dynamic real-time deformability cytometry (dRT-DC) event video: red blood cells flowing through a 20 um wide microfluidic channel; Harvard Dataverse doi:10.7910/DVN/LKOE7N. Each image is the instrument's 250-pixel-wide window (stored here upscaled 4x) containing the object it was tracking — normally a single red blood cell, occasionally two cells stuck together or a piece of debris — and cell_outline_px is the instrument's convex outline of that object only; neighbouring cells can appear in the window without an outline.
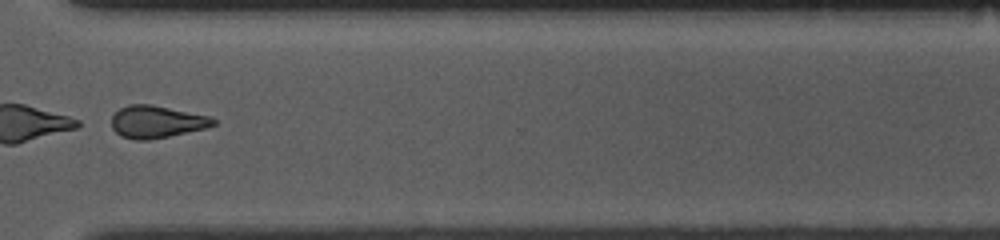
{"species": "common noctule bat (a hibernating species)", "species_latin": "Nyctalus noctula", "temperature_condition": "room temperature", "stored_images_in_passage": 51, "segment_of_instrument_passage": [2, 2], "camera_frame_rate_fps": 3000, "um_per_image_px": 0.085, "animal": {"sex": "female", "body_mass_g": 10.0, "forearm_length_mm": 53.1}, "frame": {"image": 1, "passage_image": 39, "time_ms": 12.667, "image_size_px": [1000, 240], "cell_outline_px": [[216, 124], [208, 128], [148, 140], [136, 140], [120, 136], [112, 128], [112, 116], [120, 108], [128, 104], [152, 104], [208, 116], [216, 120]], "centroid_in_image_um": [13.3, 10.35], "position_along_channel_um": 357.3, "area_um2": 19.13}}